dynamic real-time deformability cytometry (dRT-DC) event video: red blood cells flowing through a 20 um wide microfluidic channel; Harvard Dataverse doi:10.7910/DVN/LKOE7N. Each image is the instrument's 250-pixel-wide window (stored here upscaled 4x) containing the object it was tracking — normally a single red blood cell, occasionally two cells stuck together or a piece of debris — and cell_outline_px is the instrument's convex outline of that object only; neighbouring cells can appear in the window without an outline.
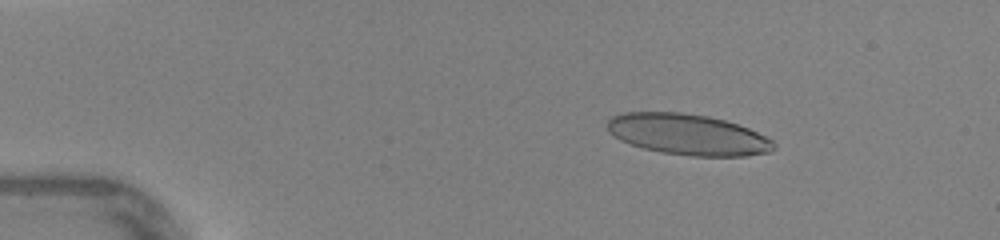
{"species": "human", "species_latin": "Homo sapiens", "temperature_condition": "warm", "stored_images_in_passage": 46, "camera_frame_rate_fps": 3000, "um_per_image_px": 0.085, "donor": {"sex": "female"}, "frame": {"image": 1, "passage_image": 7, "time_ms": 2.0, "image_size_px": [1000, 240], "cell_outline_px": [[776, 148], [772, 152], [744, 156], [692, 156], [660, 152], [644, 148], [620, 140], [608, 132], [608, 120], [612, 116], [624, 112], [680, 112], [708, 116], [724, 120], [748, 128], [772, 140], [776, 144]], "centroid_in_image_um": [58.47, 11.43], "position_along_channel_um": 26.5, "area_um2": 39.65}}
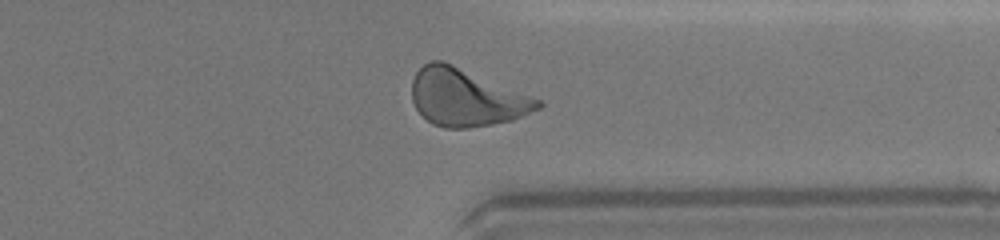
{"frame": {"image": 2, "passage_image": 36, "time_ms": 11.667, "image_size_px": [1000, 240], "cell_outline_px": [[544, 104], [540, 108], [512, 120], [492, 124], [468, 128], [444, 128], [432, 124], [416, 108], [412, 100], [412, 80], [416, 72], [424, 64], [432, 60], [444, 60], [540, 100]], "centroid_in_image_um": [39.6, 8.29], "position_along_channel_um": 371.8, "area_um2": 41.79}}
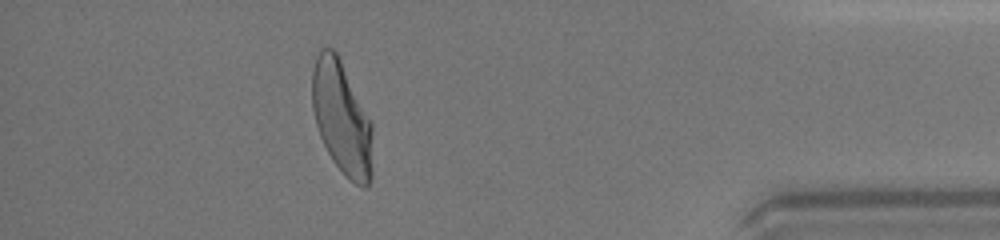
{"frame": {"image": 3, "passage_image": 41, "time_ms": 13.333, "image_size_px": [1000, 240], "cell_outline_px": [[372, 176], [368, 184], [364, 188], [360, 188], [348, 180], [344, 176], [332, 160], [320, 136], [316, 124], [312, 108], [312, 68], [316, 56], [320, 48], [332, 48], [336, 52], [372, 120]], "centroid_in_image_um": [29.06, 10.06], "position_along_channel_um": 406.1, "area_um2": 40.34}, "authors_computed_cell_mechanics": {"area_um2": 40.0554, "velocity_mm_per_s": 4.3821, "shape_relaxation_time_tau1_ms": 4.5122, "shape_relaxation_time_tau2_ms": 0.9475, "deformation_change_tau1": 0.1961, "deformation_change_tau2": 0.1012}}